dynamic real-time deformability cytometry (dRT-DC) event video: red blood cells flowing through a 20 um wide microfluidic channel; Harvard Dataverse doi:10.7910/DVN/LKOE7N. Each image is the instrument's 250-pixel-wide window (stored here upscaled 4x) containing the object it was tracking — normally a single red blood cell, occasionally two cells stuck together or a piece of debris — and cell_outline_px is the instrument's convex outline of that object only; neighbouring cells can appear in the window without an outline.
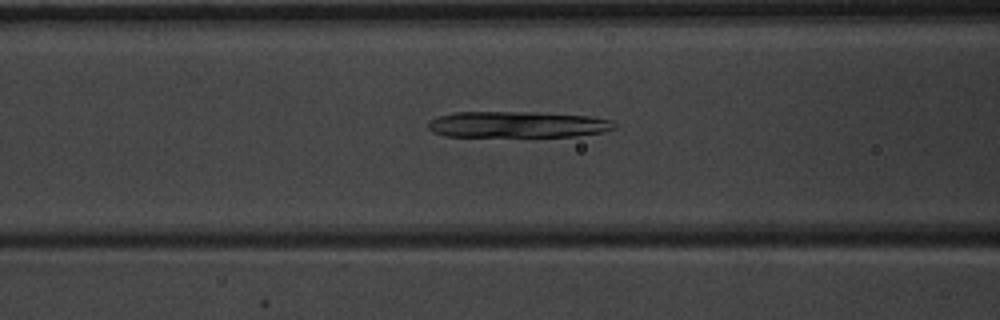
{"species": "common noctule bat (a hibernating species)", "species_latin": "Nyctalus noctula", "temperature_condition": "warm", "stored_images_in_passage": 37, "camera_frame_rate_fps": 3000, "um_per_image_px": 0.085, "animal": {"sex": "male", "body_mass_g": 20.1, "forearm_length_mm": 53.5}, "frame": {"image": 1, "passage_image": 7, "time_ms": 2.0, "image_size_px": [1000, 320], "cell_outline_px": [[616, 128], [604, 132], [576, 136], [444, 136], [432, 132], [428, 128], [428, 120], [452, 112], [532, 112], [588, 116], [612, 120], [616, 124]], "centroid_in_image_um": [43.97, 10.58], "position_along_channel_um": 122.6, "area_um2": 28.5}}
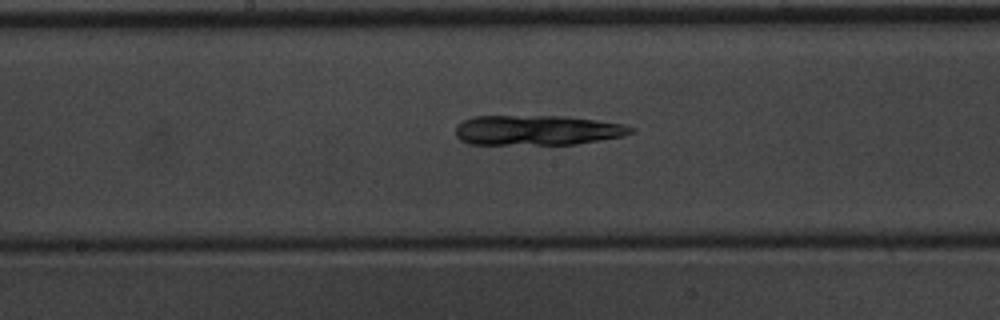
{"frame": {"image": 2, "passage_image": 13, "time_ms": 4.0, "image_size_px": [1000, 320], "cell_outline_px": [[636, 128], [632, 132], [624, 136], [576, 144], [468, 144], [460, 140], [456, 136], [456, 124], [472, 116], [564, 116], [596, 120], [624, 124]], "centroid_in_image_um": [45.65, 11.06], "position_along_channel_um": 202.6, "area_um2": 30.75}}
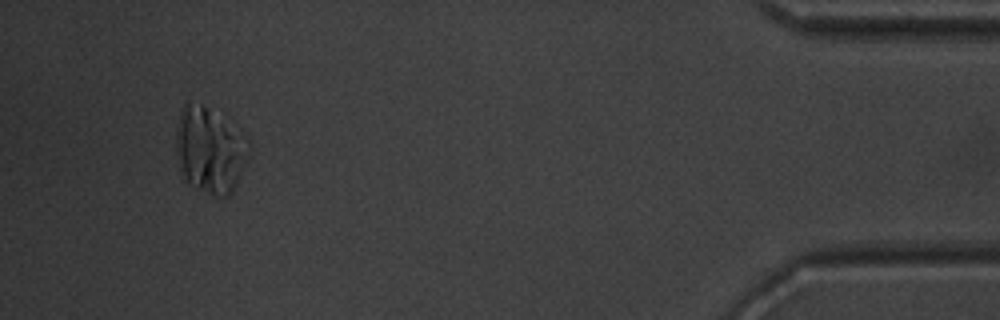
{"frame": {"image": 3, "passage_image": 34, "time_ms": 11.0, "image_size_px": [1000, 320], "cell_outline_px": [[252, 156], [232, 192], [228, 196], [212, 196], [188, 184], [180, 168], [176, 152], [176, 124], [180, 108], [184, 104], [204, 104], [244, 132], [248, 136], [252, 144]], "centroid_in_image_um": [17.91, 12.75], "position_along_channel_um": 417.3, "area_um2": 37.69}}